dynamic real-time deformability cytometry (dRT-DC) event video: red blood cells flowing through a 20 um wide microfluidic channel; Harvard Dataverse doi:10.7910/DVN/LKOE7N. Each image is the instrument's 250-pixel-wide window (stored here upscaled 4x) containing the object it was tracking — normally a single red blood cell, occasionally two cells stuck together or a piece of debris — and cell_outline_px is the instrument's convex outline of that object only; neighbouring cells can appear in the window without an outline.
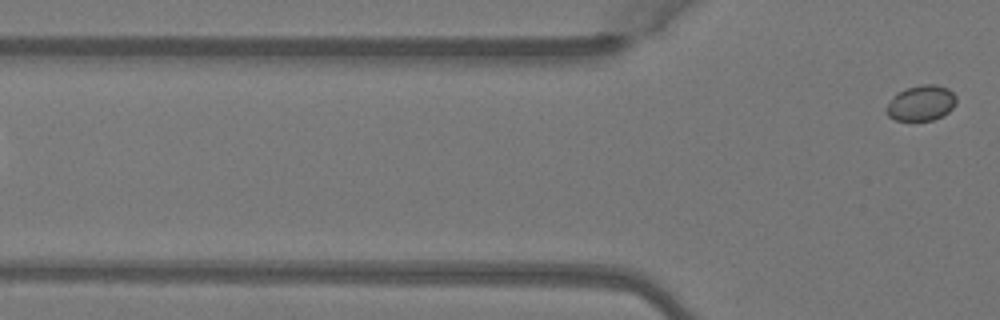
{"species": "Egyptian fruit bat (a non-hibernating species)", "species_latin": "Rousettus aegyptiacus", "temperature_condition": "warm", "stored_images_in_passage": 2, "camera_frame_rate_fps": 3000, "um_per_image_px": 0.085, "animal": {"sex": "female"}, "frame": {"image": 1, "passage_image": 2, "time_ms": 0.333, "image_size_px": [1000, 320], "cell_outline_px": [[956, 104], [948, 112], [932, 120], [896, 120], [888, 116], [884, 108], [892, 96], [908, 88], [920, 84], [936, 84], [948, 88], [956, 96]], "centroid_in_image_um": [78.28, 8.75], "position_along_channel_um": 47.5, "area_um2": 14.45}}